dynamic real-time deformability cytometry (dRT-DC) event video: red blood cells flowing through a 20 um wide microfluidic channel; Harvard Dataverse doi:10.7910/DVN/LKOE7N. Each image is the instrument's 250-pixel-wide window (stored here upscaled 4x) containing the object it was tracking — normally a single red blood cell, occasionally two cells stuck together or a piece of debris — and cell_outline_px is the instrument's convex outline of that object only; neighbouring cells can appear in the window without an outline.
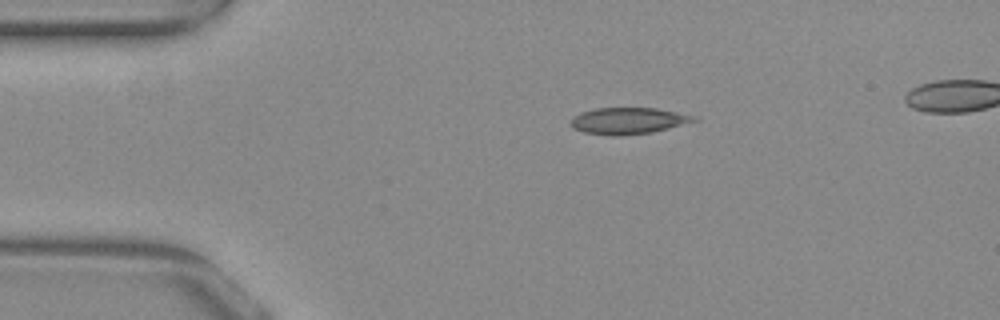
{"species": "common noctule bat (a hibernating species)", "species_latin": "Nyctalus noctula", "temperature_condition": "warm", "stored_images_in_passage": 8, "camera_frame_rate_fps": 3000, "um_per_image_px": 0.085, "animal": {"sex": "female", "body_mass_g": 29.2, "forearm_length_mm": 56.3}, "frame": {"image": 1, "passage_image": 1, "time_ms": 0.0, "image_size_px": [1000, 320], "cell_outline_px": [[700, 120], [652, 132], [620, 136], [612, 136], [584, 132], [572, 128], [572, 116], [580, 112], [596, 108], [656, 108], [700, 116]], "centroid_in_image_um": [53.44, 10.26], "position_along_channel_um": 31.6, "area_um2": 19.19}}